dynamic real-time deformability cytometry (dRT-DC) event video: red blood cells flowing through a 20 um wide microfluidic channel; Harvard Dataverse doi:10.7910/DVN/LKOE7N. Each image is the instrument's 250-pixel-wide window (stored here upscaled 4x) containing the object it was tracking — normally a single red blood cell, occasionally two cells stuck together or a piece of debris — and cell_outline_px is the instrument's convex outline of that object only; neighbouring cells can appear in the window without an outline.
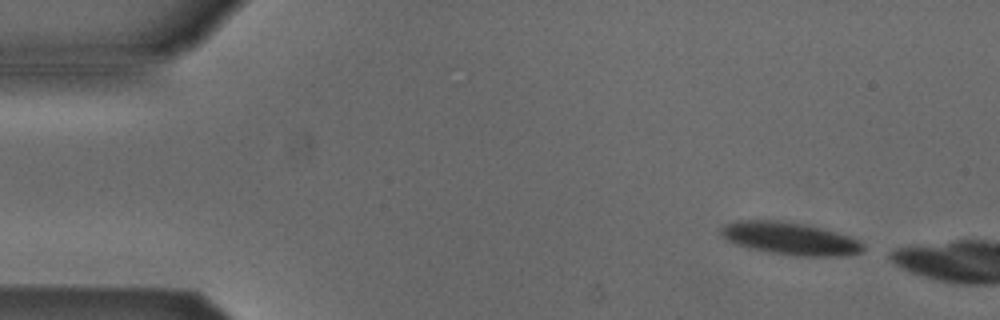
{"species": "Egyptian fruit bat (a non-hibernating species)", "species_latin": "Rousettus aegyptiacus", "temperature_condition": "cold", "stored_images_in_passage": 2, "camera_frame_rate_fps": 3000, "um_per_image_px": 0.085, "animal": {"sex": "male"}, "frame": {"image": 1, "passage_image": 1, "time_ms": 0.0, "image_size_px": [1000, 320], "cell_outline_px": [[864, 252], [848, 256], [796, 256], [768, 252], [748, 248], [736, 244], [720, 236], [720, 228], [724, 224], [736, 220], [776, 220], [808, 224], [852, 236], [860, 240], [864, 244]], "centroid_in_image_um": [67.19, 20.27], "position_along_channel_um": 17.8, "area_um2": 27.57}}